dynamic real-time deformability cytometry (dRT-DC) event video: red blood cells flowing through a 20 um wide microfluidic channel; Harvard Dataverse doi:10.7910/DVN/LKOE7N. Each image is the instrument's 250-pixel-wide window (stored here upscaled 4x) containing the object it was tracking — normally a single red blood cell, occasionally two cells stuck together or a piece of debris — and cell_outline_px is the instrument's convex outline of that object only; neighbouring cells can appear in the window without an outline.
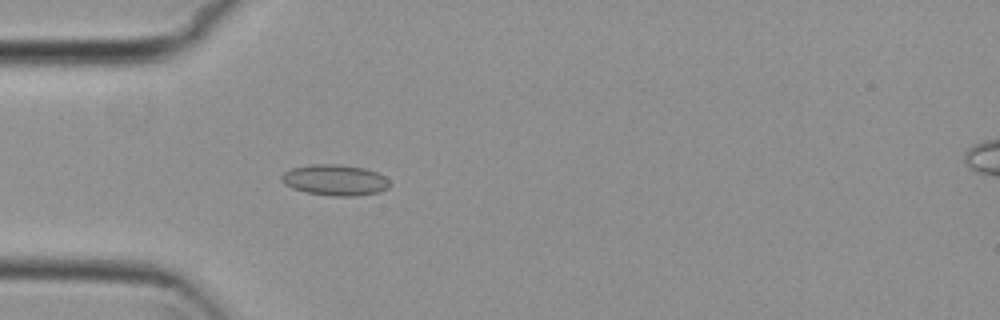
{"species": "common noctule bat (a hibernating species)", "species_latin": "Nyctalus noctula", "temperature_condition": "cold", "stored_images_in_passage": 48, "camera_frame_rate_fps": 3000, "um_per_image_px": 0.085, "animal": {"sex": "female", "body_mass_g": 29.2, "forearm_length_mm": 56.3}, "frame": {"image": 1, "passage_image": 17, "time_ms": 5.333, "image_size_px": [1000, 320], "cell_outline_px": [[392, 184], [388, 188], [380, 192], [356, 196], [332, 196], [304, 192], [292, 188], [284, 184], [280, 180], [280, 176], [284, 172], [292, 168], [312, 164], [340, 164], [364, 168], [376, 172], [384, 176]], "centroid_in_image_um": [28.47, 15.31], "position_along_channel_um": 56.5, "area_um2": 19.71}}
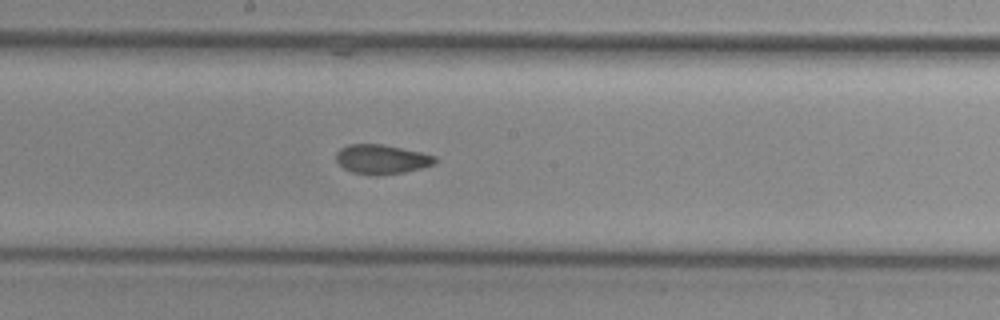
{"frame": {"image": 2, "passage_image": 30, "time_ms": 9.667, "image_size_px": [1000, 320], "cell_outline_px": [[436, 164], [404, 172], [380, 176], [372, 176], [352, 172], [344, 168], [336, 160], [336, 152], [340, 148], [348, 144], [380, 144], [420, 152], [436, 156]], "centroid_in_image_um": [32.42, 13.55], "position_along_channel_um": 215.8, "area_um2": 16.99}}
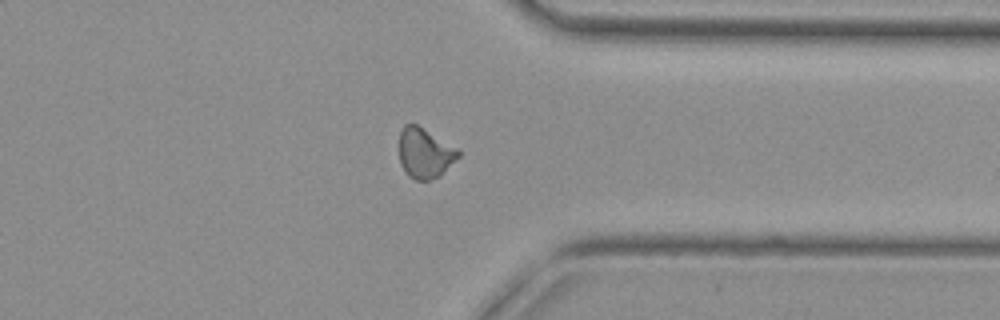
{"frame": {"image": 3, "passage_image": 43, "time_ms": 14.0, "image_size_px": [1000, 320], "cell_outline_px": [[460, 156], [440, 176], [432, 180], [416, 180], [408, 176], [404, 172], [400, 164], [400, 128], [404, 124], [416, 124], [456, 148], [460, 152]], "centroid_in_image_um": [36.09, 13.04], "position_along_channel_um": 375.3, "area_um2": 17.22}, "authors_computed_cell_mechanics": {"area_um2": 17.5712, "velocity_mm_per_s": 3.7843, "shape_relaxation_time_tau1_ms": null, "shape_relaxation_time_tau2_ms": 1.3688, "deformation_change_tau1": null, "deformation_change_tau2": 0.0565}}